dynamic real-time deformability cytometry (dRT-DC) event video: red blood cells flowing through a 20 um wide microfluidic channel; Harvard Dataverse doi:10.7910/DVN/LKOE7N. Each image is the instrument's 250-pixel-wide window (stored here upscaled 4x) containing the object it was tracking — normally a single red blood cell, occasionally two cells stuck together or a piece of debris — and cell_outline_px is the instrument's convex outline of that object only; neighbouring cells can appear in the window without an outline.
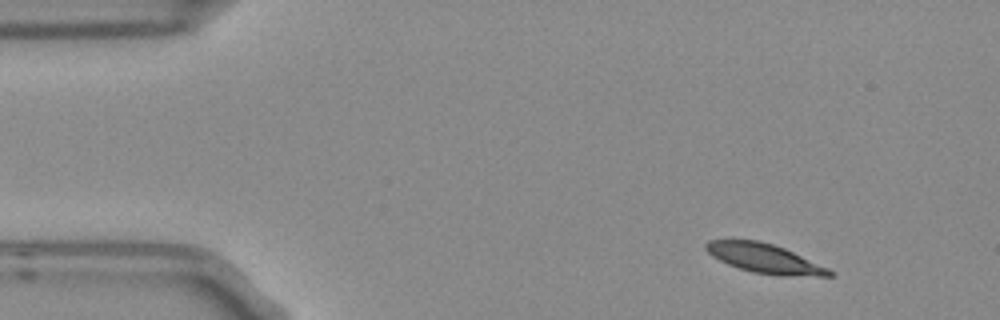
{"species": "Egyptian fruit bat (a non-hibernating species)", "species_latin": "Rousettus aegyptiacus", "temperature_condition": "room temperature", "stored_images_in_passage": 5, "camera_frame_rate_fps": 3000, "um_per_image_px": 0.085, "frame": {"image": 1, "passage_image": 1, "time_ms": 0.0, "image_size_px": [1000, 320], "cell_outline_px": [[836, 272], [832, 276], [780, 276], [752, 272], [728, 264], [712, 256], [704, 248], [704, 244], [708, 240], [756, 240], [772, 244], [784, 248], [828, 268]], "centroid_in_image_um": [64.99, 21.97], "position_along_channel_um": 20.0, "area_um2": 20.98}}
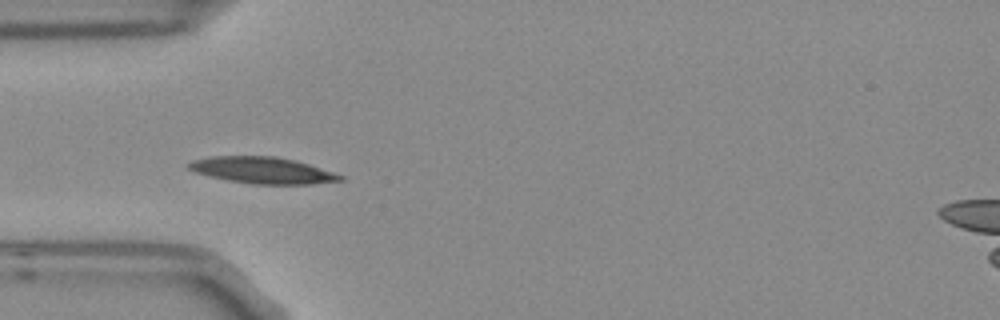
{"frame": {"image": 2, "passage_image": 4, "time_ms": 1.0, "image_size_px": [1000, 320], "cell_outline_px": [[344, 180], [312, 184], [252, 184], [228, 180], [208, 176], [196, 172], [188, 168], [184, 164], [192, 160], [212, 156], [276, 156], [308, 164], [344, 176]], "centroid_in_image_um": [22.26, 14.47], "position_along_channel_um": 62.7, "area_um2": 23.29}}
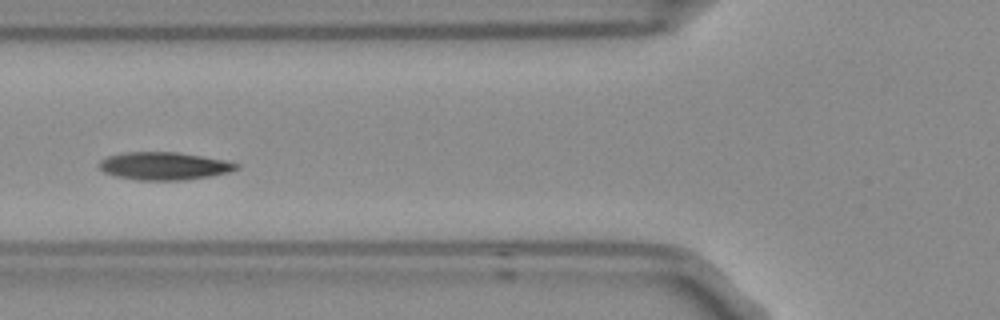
{"frame": {"image": 3, "passage_image": 5, "time_ms": 1.333, "image_size_px": [1000, 320], "cell_outline_px": [[240, 168], [228, 172], [212, 176], [184, 180], [136, 180], [116, 176], [104, 172], [100, 168], [100, 160], [108, 156], [124, 152], [176, 152], [224, 160], [240, 164]], "centroid_in_image_um": [13.96, 14.11], "position_along_channel_um": 111.8, "area_um2": 22.14}}